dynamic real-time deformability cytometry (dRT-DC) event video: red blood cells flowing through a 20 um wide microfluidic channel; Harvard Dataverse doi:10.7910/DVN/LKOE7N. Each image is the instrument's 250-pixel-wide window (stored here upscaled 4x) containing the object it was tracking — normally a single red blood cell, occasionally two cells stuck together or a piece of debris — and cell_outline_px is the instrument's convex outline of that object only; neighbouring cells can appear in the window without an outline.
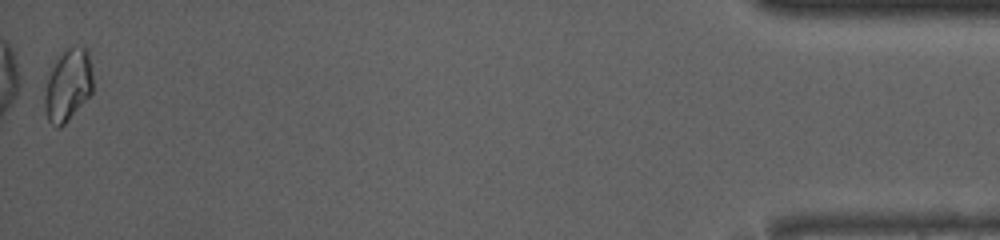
{"species": "common noctule bat (a hibernating species)", "species_latin": "Nyctalus noctula", "temperature_condition": "room temperature", "stored_images_in_passage": 37, "camera_frame_rate_fps": 3000, "um_per_image_px": 0.085, "animal": {"sex": "male", "body_mass_g": 13.0, "forearm_length_mm": 53.1}, "frame": {"image": 1, "passage_image": 37, "time_ms": 12.0, "image_size_px": [1000, 240], "cell_outline_px": [[92, 92], [64, 124], [60, 128], [56, 128], [48, 120], [44, 108], [44, 96], [48, 72], [56, 56], [68, 48], [88, 48], [92, 72]], "centroid_in_image_um": [5.74, 7.22], "position_along_channel_um": 429.5, "area_um2": 20.35}, "authors_computed_cell_mechanics": {"area_um2": 19.1318, "velocity_mm_per_s": 4.1008, "shape_relaxation_time_tau1_ms": 11.2939, "shape_relaxation_time_tau2_ms": null, "deformation_change_tau1": 0.2407, "deformation_change_tau2": null}}